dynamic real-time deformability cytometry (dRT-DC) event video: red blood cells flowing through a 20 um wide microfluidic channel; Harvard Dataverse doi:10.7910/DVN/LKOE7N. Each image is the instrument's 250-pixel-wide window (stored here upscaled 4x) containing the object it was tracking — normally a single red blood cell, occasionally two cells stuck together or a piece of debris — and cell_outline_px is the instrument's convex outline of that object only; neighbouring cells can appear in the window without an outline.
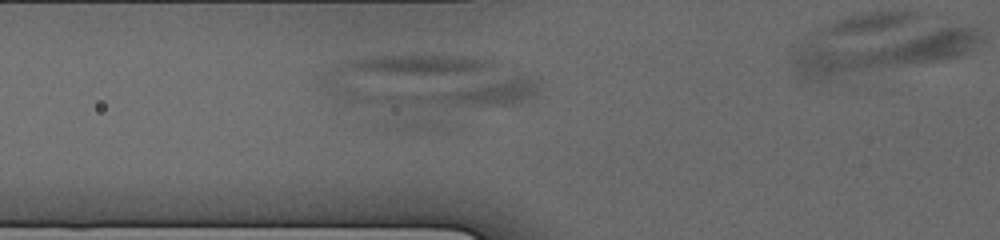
{"species": "human", "species_latin": "Homo sapiens", "temperature_condition": "cold", "stored_images_in_passage": 18, "segment_of_instrument_passage": [2, 2], "camera_frame_rate_fps": 3000, "um_per_image_px": 0.085, "donor": {"sex": "male"}, "frame": {"image": 1, "passage_image": 5, "time_ms": 2.0, "image_size_px": [1000, 240], "cell_outline_px": [[536, 96], [516, 104], [404, 104], [380, 100], [380, 96], [516, 76], [520, 76], [532, 80], [536, 84]], "centroid_in_image_um": [40.09, 7.92], "position_along_channel_um": 85.7, "area_um2": 20.46}}